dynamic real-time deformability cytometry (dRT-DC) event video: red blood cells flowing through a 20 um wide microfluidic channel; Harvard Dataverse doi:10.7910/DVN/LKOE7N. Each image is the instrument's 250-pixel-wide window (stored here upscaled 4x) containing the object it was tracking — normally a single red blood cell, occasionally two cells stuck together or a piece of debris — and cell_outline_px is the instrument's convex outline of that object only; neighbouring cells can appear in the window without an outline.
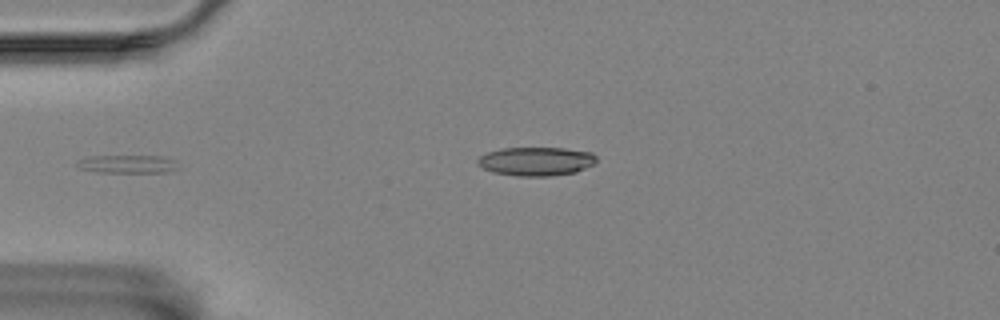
{"species": "Egyptian fruit bat (a non-hibernating species)", "species_latin": "Rousettus aegyptiacus", "temperature_condition": "room temperature", "stored_images_in_passage": 42, "camera_frame_rate_fps": 3000, "um_per_image_px": 0.085, "animal": {"sex": "female"}, "frame": {"image": 1, "passage_image": 1, "time_ms": 0.0, "image_size_px": [1000, 320], "cell_outline_px": [[180, 168], [168, 172], [96, 172], [80, 168], [76, 164], [76, 160], [88, 156], [164, 156], [176, 160]], "centroid_in_image_um": [10.87, 13.94], "position_along_channel_um": 74.1, "area_um2": 10.87}}
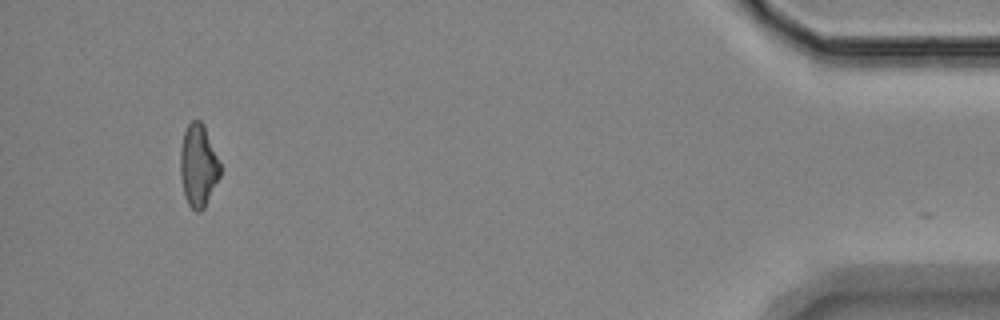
{"frame": {"image": 2, "passage_image": 42, "time_ms": 13.667, "image_size_px": [1000, 320], "cell_outline_px": [[220, 176], [204, 208], [200, 212], [196, 212], [188, 204], [184, 196], [180, 176], [180, 148], [184, 132], [188, 124], [192, 120], [200, 120], [204, 124], [220, 164]], "centroid_in_image_um": [16.84, 14.08], "position_along_channel_um": 418.4, "area_um2": 19.19}}